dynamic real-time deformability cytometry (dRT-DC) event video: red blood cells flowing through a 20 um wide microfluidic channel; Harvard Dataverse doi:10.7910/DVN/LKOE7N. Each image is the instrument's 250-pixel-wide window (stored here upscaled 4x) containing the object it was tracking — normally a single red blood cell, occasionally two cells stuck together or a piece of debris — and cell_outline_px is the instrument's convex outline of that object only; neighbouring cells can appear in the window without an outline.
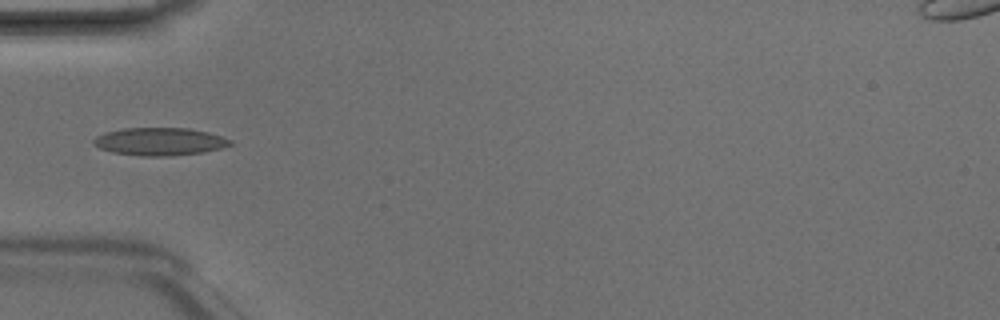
{"species": "Egyptian fruit bat (a non-hibernating species)", "species_latin": "Rousettus aegyptiacus", "temperature_condition": "room temperature", "stored_images_in_passage": 6, "camera_frame_rate_fps": 3000, "um_per_image_px": 0.085, "animal": {"sex": "male"}, "frame": {"image": 1, "passage_image": 5, "time_ms": 1.333, "image_size_px": [1000, 320], "cell_outline_px": [[232, 144], [220, 148], [204, 152], [172, 156], [140, 156], [112, 152], [100, 148], [92, 144], [92, 140], [96, 136], [104, 132], [124, 128], [188, 128], [208, 132], [232, 140]], "centroid_in_image_um": [13.54, 12.03], "position_along_channel_um": 71.5, "area_um2": 22.2}}